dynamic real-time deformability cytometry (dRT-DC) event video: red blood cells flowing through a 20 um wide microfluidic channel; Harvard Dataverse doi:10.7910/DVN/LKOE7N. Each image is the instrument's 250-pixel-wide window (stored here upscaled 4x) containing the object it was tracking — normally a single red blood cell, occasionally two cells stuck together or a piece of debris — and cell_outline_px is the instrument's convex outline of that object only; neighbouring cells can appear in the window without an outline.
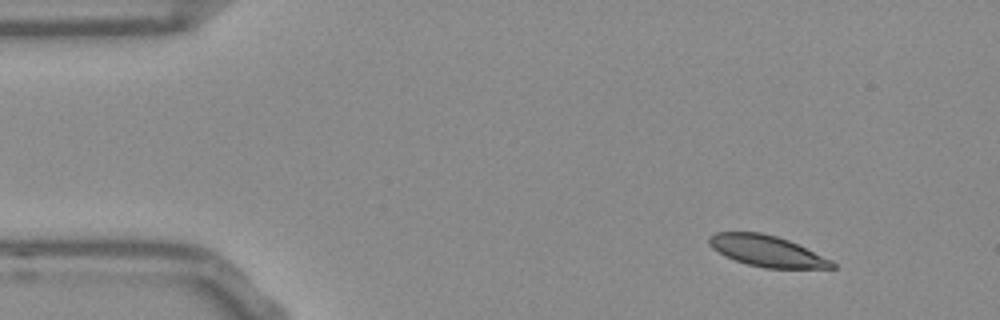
{"species": "Egyptian fruit bat (a non-hibernating species)", "species_latin": "Rousettus aegyptiacus", "temperature_condition": "room temperature", "stored_images_in_passage": 49, "camera_frame_rate_fps": 3000, "um_per_image_px": 0.085, "frame": {"image": 1, "passage_image": 1, "time_ms": 0.0, "image_size_px": [1000, 320], "cell_outline_px": [[836, 268], [764, 268], [748, 264], [736, 260], [712, 248], [708, 244], [708, 236], [716, 232], [760, 232], [776, 236], [788, 240], [832, 260], [836, 264]], "centroid_in_image_um": [65.19, 21.33], "position_along_channel_um": 19.8, "area_um2": 22.02}}
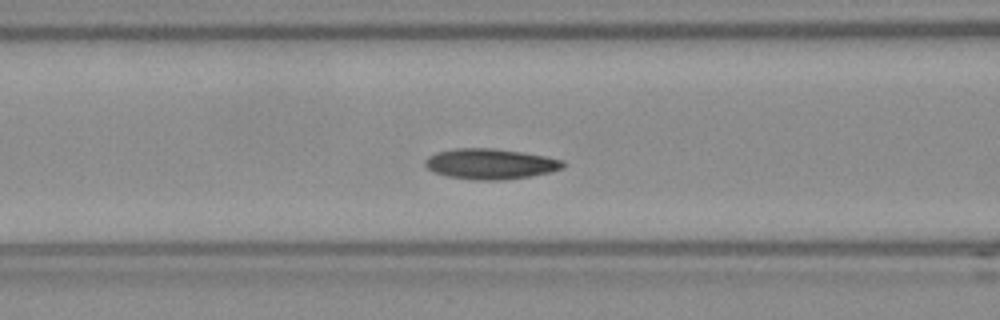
{"frame": {"image": 2, "passage_image": 16, "time_ms": 5.0, "image_size_px": [1000, 320], "cell_outline_px": [[564, 168], [532, 176], [504, 180], [472, 180], [448, 176], [432, 172], [424, 164], [424, 160], [428, 156], [436, 152], [456, 148], [492, 148], [520, 152], [544, 156], [564, 160]], "centroid_in_image_um": [41.65, 13.94], "position_along_channel_um": 124.9, "area_um2": 24.57}}
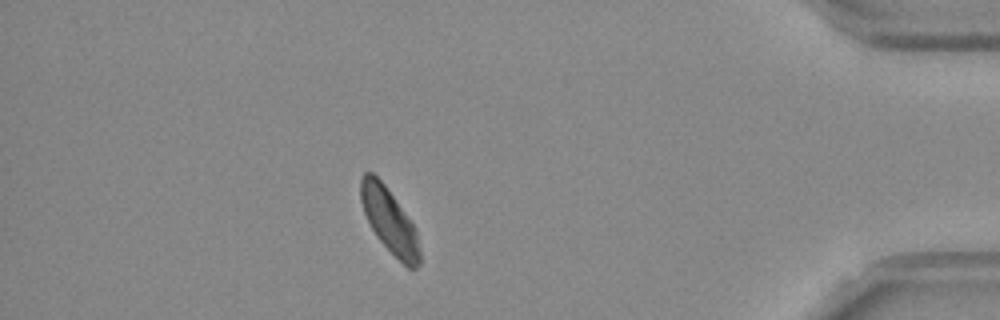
{"frame": {"image": 3, "passage_image": 42, "time_ms": 13.667, "image_size_px": [1000, 320], "cell_outline_px": [[420, 264], [416, 268], [408, 268], [376, 236], [364, 212], [360, 200], [360, 176], [364, 172], [372, 172], [384, 184], [412, 224], [416, 232], [420, 252]], "centroid_in_image_um": [33.07, 18.74], "position_along_channel_um": 402.1, "area_um2": 21.56}, "authors_computed_cell_mechanics": {"area_um2": 23.2356, "velocity_mm_per_s": 3.745, "shape_relaxation_time_tau1_ms": 4.95, "shape_relaxation_time_tau2_ms": 7.7408, "deformation_change_tau1": 0.114, "deformation_change_tau2": 0.1123}}